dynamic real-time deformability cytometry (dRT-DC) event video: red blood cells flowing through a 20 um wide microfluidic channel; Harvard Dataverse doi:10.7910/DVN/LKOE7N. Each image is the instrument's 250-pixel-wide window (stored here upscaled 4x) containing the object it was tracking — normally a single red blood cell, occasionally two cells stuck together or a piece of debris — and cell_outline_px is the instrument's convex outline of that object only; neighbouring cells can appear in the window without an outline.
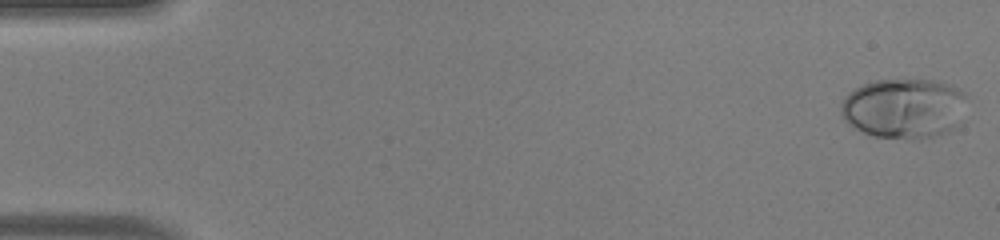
{"species": "human", "species_latin": "Homo sapiens", "temperature_condition": "warm", "stored_images_in_passage": 46, "camera_frame_rate_fps": 3000, "um_per_image_px": 0.085, "donor": {"sex": "male"}, "frame": {"image": 1, "passage_image": 1, "time_ms": 0.0, "image_size_px": [1000, 240], "cell_outline_px": [[968, 96], [956, 124], [948, 132], [920, 140], [912, 140], [872, 136], [848, 124], [844, 120], [840, 112], [840, 104], [844, 96], [848, 92], [864, 84], [876, 80], [940, 80], [952, 84], [964, 92]], "centroid_in_image_um": [76.82, 9.21], "position_along_channel_um": 8.2, "area_um2": 44.51}}
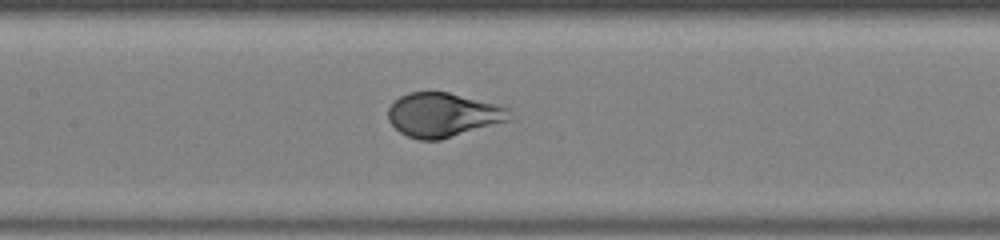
{"frame": {"image": 2, "passage_image": 24, "time_ms": 7.667, "image_size_px": [1000, 240], "cell_outline_px": [[512, 120], [440, 140], [420, 140], [408, 136], [400, 132], [388, 120], [388, 108], [400, 96], [408, 92], [448, 92], [496, 104], [508, 108]], "centroid_in_image_um": [37.66, 9.77], "position_along_channel_um": 169.7, "area_um2": 31.15}}
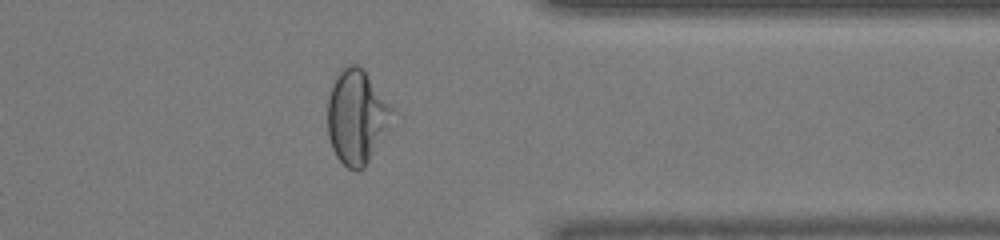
{"frame": {"image": 3, "passage_image": 40, "time_ms": 13.0, "image_size_px": [1000, 240], "cell_outline_px": [[396, 112], [392, 128], [364, 168], [356, 172], [348, 168], [336, 156], [332, 148], [328, 136], [328, 96], [332, 84], [340, 68], [344, 64], [360, 64], [364, 68]], "centroid_in_image_um": [30.37, 9.92], "position_along_channel_um": 381.0, "area_um2": 36.59}, "authors_computed_cell_mechanics": {"area_um2": 36.0672, "velocity_mm_per_s": 4.1192, "shape_relaxation_time_tau1_ms": 2.6003, "shape_relaxation_time_tau2_ms": null, "deformation_change_tau1": 0.217, "deformation_change_tau2": null}}